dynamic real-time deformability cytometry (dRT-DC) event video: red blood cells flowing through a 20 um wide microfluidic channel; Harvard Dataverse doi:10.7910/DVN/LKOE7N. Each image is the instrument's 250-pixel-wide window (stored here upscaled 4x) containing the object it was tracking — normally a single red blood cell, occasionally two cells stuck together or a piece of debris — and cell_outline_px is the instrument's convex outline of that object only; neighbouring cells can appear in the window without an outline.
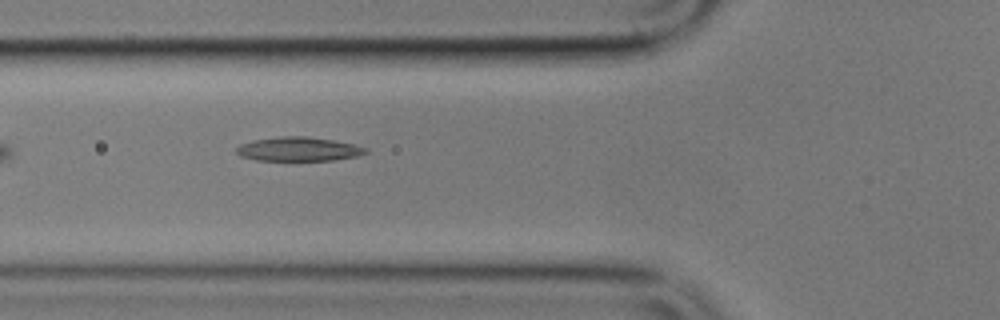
{"species": "common noctule bat (a hibernating species)", "species_latin": "Nyctalus noctula", "temperature_condition": "cold", "stored_images_in_passage": 7, "camera_frame_rate_fps": 3000, "um_per_image_px": 0.085, "animal": {"sex": "male", "body_mass_g": 17.9}, "frame": {"image": 1, "passage_image": 6, "time_ms": 6.667, "image_size_px": [1000, 320], "cell_outline_px": [[368, 152], [356, 156], [332, 160], [256, 160], [240, 156], [236, 152], [236, 148], [240, 144], [252, 140], [280, 136], [308, 136], [332, 140], [352, 144], [368, 148]], "centroid_in_image_um": [25.34, 12.66], "position_along_channel_um": 100.5, "area_um2": 18.03}}
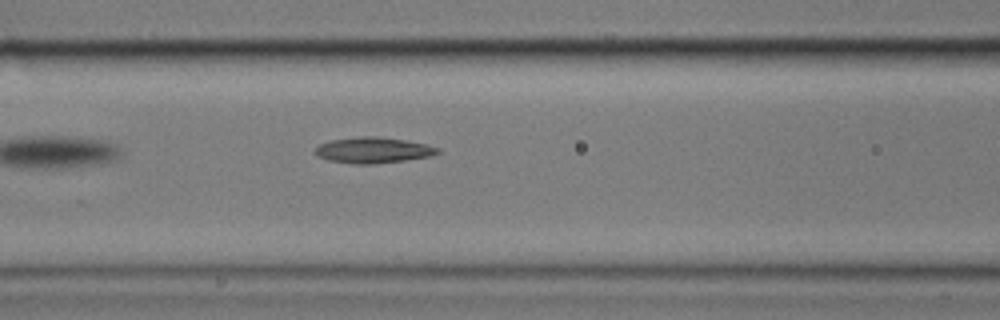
{"frame": {"image": 2, "passage_image": 7, "time_ms": 7.667, "image_size_px": [1000, 320], "cell_outline_px": [[440, 152], [432, 156], [404, 160], [372, 164], [352, 164], [328, 160], [320, 156], [316, 152], [316, 148], [320, 144], [332, 140], [360, 136], [376, 136], [404, 140], [428, 144], [440, 148]], "centroid_in_image_um": [31.77, 12.76], "position_along_channel_um": 134.8, "area_um2": 18.32}}